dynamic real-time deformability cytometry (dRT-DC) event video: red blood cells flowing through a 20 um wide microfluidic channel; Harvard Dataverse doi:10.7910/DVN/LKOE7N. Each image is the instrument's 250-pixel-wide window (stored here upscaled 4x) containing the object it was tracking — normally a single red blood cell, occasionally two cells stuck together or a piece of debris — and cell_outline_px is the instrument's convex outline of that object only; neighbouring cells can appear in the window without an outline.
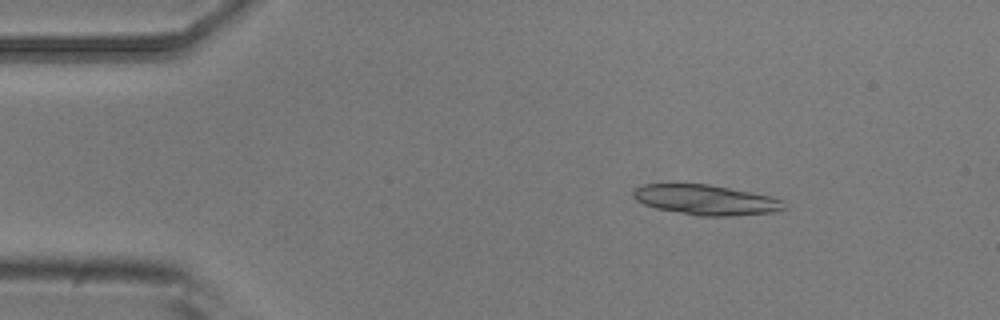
{"species": "common noctule bat (a hibernating species)", "species_latin": "Nyctalus noctula", "temperature_condition": "room temperature", "stored_images_in_passage": 51, "segment_of_instrument_passage": [1, 2], "camera_frame_rate_fps": 3000, "um_per_image_px": 0.085, "animal": {"sex": "male", "body_mass_g": 20.5, "forearm_length_mm": 52.5}, "frame": {"image": 1, "passage_image": 6, "time_ms": 1.667, "image_size_px": [1000, 320], "cell_outline_px": [[788, 208], [772, 212], [732, 216], [700, 216], [656, 208], [644, 204], [636, 200], [632, 196], [632, 192], [636, 188], [644, 184], [708, 184], [752, 192], [772, 196], [784, 200]], "centroid_in_image_um": [60.05, 16.99], "position_along_channel_um": 25.0, "area_um2": 26.53}}